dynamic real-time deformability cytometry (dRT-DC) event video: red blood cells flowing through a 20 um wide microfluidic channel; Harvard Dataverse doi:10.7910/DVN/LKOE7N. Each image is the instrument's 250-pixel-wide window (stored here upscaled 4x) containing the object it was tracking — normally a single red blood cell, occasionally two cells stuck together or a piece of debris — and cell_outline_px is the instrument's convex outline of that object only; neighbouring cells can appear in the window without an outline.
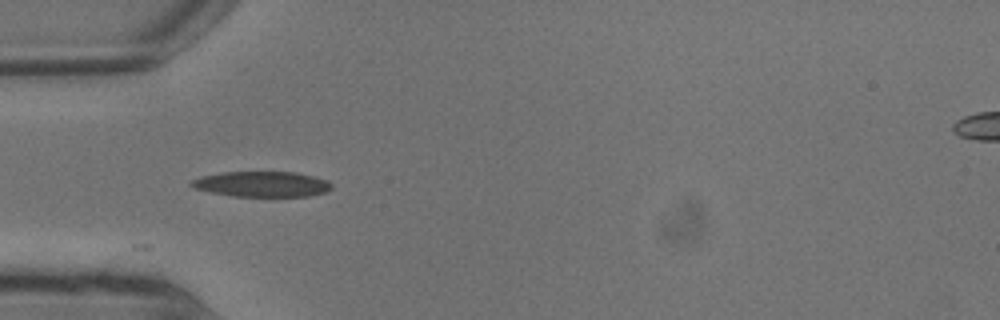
{"species": "common noctule bat (a hibernating species)", "species_latin": "Nyctalus noctula", "temperature_condition": "warm", "stored_images_in_passage": 7, "segment_of_instrument_passage": [2, 2], "camera_frame_rate_fps": 3000, "um_per_image_px": 0.085, "animal": {"sex": "male", "body_mass_g": 13.3}, "frame": {"image": 1, "passage_image": 6, "time_ms": 1.667, "image_size_px": [1000, 320], "cell_outline_px": [[332, 188], [328, 192], [308, 196], [232, 196], [212, 192], [196, 188], [188, 184], [192, 180], [200, 176], [224, 172], [296, 172], [328, 180], [332, 184]], "centroid_in_image_um": [22.3, 15.65], "position_along_channel_um": 62.7, "area_um2": 20.75}}
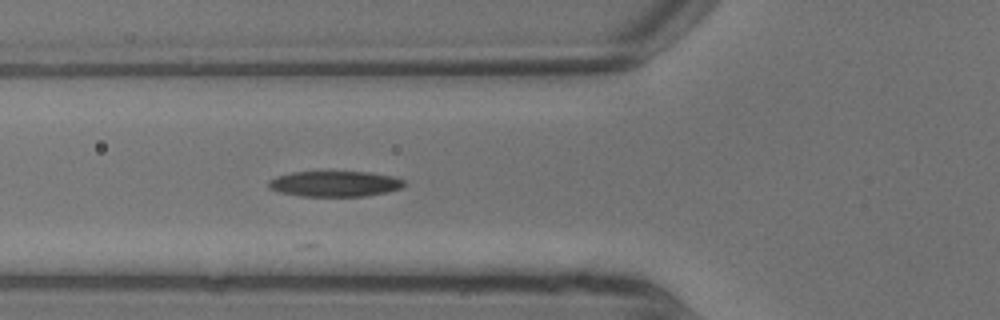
{"frame": {"image": 2, "passage_image": 7, "time_ms": 2.0, "image_size_px": [1000, 320], "cell_outline_px": [[404, 184], [400, 188], [388, 192], [364, 196], [300, 196], [280, 192], [268, 188], [268, 180], [276, 176], [292, 172], [368, 172], [392, 176], [404, 180]], "centroid_in_image_um": [28.42, 15.62], "position_along_channel_um": 97.4, "area_um2": 20.17}}